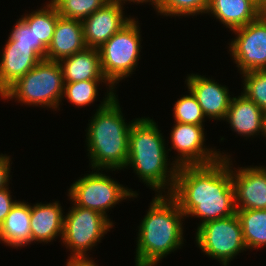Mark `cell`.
Listing matches in <instances>:
<instances>
[{"mask_svg": "<svg viewBox=\"0 0 266 266\" xmlns=\"http://www.w3.org/2000/svg\"><path fill=\"white\" fill-rule=\"evenodd\" d=\"M195 239L205 255L218 260L224 266L229 265L236 255L247 250L242 225L236 213L198 226Z\"/></svg>", "mask_w": 266, "mask_h": 266, "instance_id": "obj_9", "label": "cell"}, {"mask_svg": "<svg viewBox=\"0 0 266 266\" xmlns=\"http://www.w3.org/2000/svg\"><path fill=\"white\" fill-rule=\"evenodd\" d=\"M164 1L165 0H147V3L149 2L151 5H153V8L157 10L164 3Z\"/></svg>", "mask_w": 266, "mask_h": 266, "instance_id": "obj_33", "label": "cell"}, {"mask_svg": "<svg viewBox=\"0 0 266 266\" xmlns=\"http://www.w3.org/2000/svg\"><path fill=\"white\" fill-rule=\"evenodd\" d=\"M188 91L189 95H183L174 104V122L203 125L206 116L193 93Z\"/></svg>", "mask_w": 266, "mask_h": 266, "instance_id": "obj_27", "label": "cell"}, {"mask_svg": "<svg viewBox=\"0 0 266 266\" xmlns=\"http://www.w3.org/2000/svg\"><path fill=\"white\" fill-rule=\"evenodd\" d=\"M230 155L209 165L180 166L169 194L186 217H199L202 224L236 213Z\"/></svg>", "mask_w": 266, "mask_h": 266, "instance_id": "obj_1", "label": "cell"}, {"mask_svg": "<svg viewBox=\"0 0 266 266\" xmlns=\"http://www.w3.org/2000/svg\"><path fill=\"white\" fill-rule=\"evenodd\" d=\"M64 83H73L86 80H106L100 63L98 49L85 48L59 61Z\"/></svg>", "mask_w": 266, "mask_h": 266, "instance_id": "obj_20", "label": "cell"}, {"mask_svg": "<svg viewBox=\"0 0 266 266\" xmlns=\"http://www.w3.org/2000/svg\"><path fill=\"white\" fill-rule=\"evenodd\" d=\"M264 114L259 106L241 93L238 97H232L224 120L240 136L254 137L260 135L259 133L263 135Z\"/></svg>", "mask_w": 266, "mask_h": 266, "instance_id": "obj_19", "label": "cell"}, {"mask_svg": "<svg viewBox=\"0 0 266 266\" xmlns=\"http://www.w3.org/2000/svg\"><path fill=\"white\" fill-rule=\"evenodd\" d=\"M10 156L0 154V190L8 187L10 174Z\"/></svg>", "mask_w": 266, "mask_h": 266, "instance_id": "obj_31", "label": "cell"}, {"mask_svg": "<svg viewBox=\"0 0 266 266\" xmlns=\"http://www.w3.org/2000/svg\"><path fill=\"white\" fill-rule=\"evenodd\" d=\"M209 0H165L156 10L164 16H194L207 12Z\"/></svg>", "mask_w": 266, "mask_h": 266, "instance_id": "obj_28", "label": "cell"}, {"mask_svg": "<svg viewBox=\"0 0 266 266\" xmlns=\"http://www.w3.org/2000/svg\"><path fill=\"white\" fill-rule=\"evenodd\" d=\"M66 263V266H97L89 256L87 258H69Z\"/></svg>", "mask_w": 266, "mask_h": 266, "instance_id": "obj_32", "label": "cell"}, {"mask_svg": "<svg viewBox=\"0 0 266 266\" xmlns=\"http://www.w3.org/2000/svg\"><path fill=\"white\" fill-rule=\"evenodd\" d=\"M64 216L62 242L71 250L69 258H87V251L100 242L114 225L109 218L89 208L73 203Z\"/></svg>", "mask_w": 266, "mask_h": 266, "instance_id": "obj_7", "label": "cell"}, {"mask_svg": "<svg viewBox=\"0 0 266 266\" xmlns=\"http://www.w3.org/2000/svg\"><path fill=\"white\" fill-rule=\"evenodd\" d=\"M85 48L81 21L59 16L45 59L59 62Z\"/></svg>", "mask_w": 266, "mask_h": 266, "instance_id": "obj_17", "label": "cell"}, {"mask_svg": "<svg viewBox=\"0 0 266 266\" xmlns=\"http://www.w3.org/2000/svg\"><path fill=\"white\" fill-rule=\"evenodd\" d=\"M114 89L106 92L89 122L86 142L92 169L118 170L126 167L131 123L125 122ZM91 159V160H90Z\"/></svg>", "mask_w": 266, "mask_h": 266, "instance_id": "obj_2", "label": "cell"}, {"mask_svg": "<svg viewBox=\"0 0 266 266\" xmlns=\"http://www.w3.org/2000/svg\"><path fill=\"white\" fill-rule=\"evenodd\" d=\"M243 92L260 109L266 112V70H254L243 73Z\"/></svg>", "mask_w": 266, "mask_h": 266, "instance_id": "obj_26", "label": "cell"}, {"mask_svg": "<svg viewBox=\"0 0 266 266\" xmlns=\"http://www.w3.org/2000/svg\"><path fill=\"white\" fill-rule=\"evenodd\" d=\"M156 124L149 117L132 120L125 168L131 166L144 184L155 193L162 194L164 191V194H170L174 188L178 167L173 162L172 166L170 165L165 139ZM165 189H168V192H165Z\"/></svg>", "mask_w": 266, "mask_h": 266, "instance_id": "obj_4", "label": "cell"}, {"mask_svg": "<svg viewBox=\"0 0 266 266\" xmlns=\"http://www.w3.org/2000/svg\"><path fill=\"white\" fill-rule=\"evenodd\" d=\"M64 79L59 62L43 59L1 95L28 106L59 108L63 98Z\"/></svg>", "mask_w": 266, "mask_h": 266, "instance_id": "obj_5", "label": "cell"}, {"mask_svg": "<svg viewBox=\"0 0 266 266\" xmlns=\"http://www.w3.org/2000/svg\"><path fill=\"white\" fill-rule=\"evenodd\" d=\"M6 187L0 190V224L4 221L6 216L10 213L11 208L15 205L17 200H13L11 192Z\"/></svg>", "mask_w": 266, "mask_h": 266, "instance_id": "obj_30", "label": "cell"}, {"mask_svg": "<svg viewBox=\"0 0 266 266\" xmlns=\"http://www.w3.org/2000/svg\"><path fill=\"white\" fill-rule=\"evenodd\" d=\"M174 123L170 133L172 146L167 151L174 149L178 152V158L173 161L177 167L209 165L227 156L215 148H206L203 125Z\"/></svg>", "mask_w": 266, "mask_h": 266, "instance_id": "obj_11", "label": "cell"}, {"mask_svg": "<svg viewBox=\"0 0 266 266\" xmlns=\"http://www.w3.org/2000/svg\"><path fill=\"white\" fill-rule=\"evenodd\" d=\"M163 195H155L138 226L136 266H155L184 244L185 215L169 194Z\"/></svg>", "mask_w": 266, "mask_h": 266, "instance_id": "obj_3", "label": "cell"}, {"mask_svg": "<svg viewBox=\"0 0 266 266\" xmlns=\"http://www.w3.org/2000/svg\"><path fill=\"white\" fill-rule=\"evenodd\" d=\"M236 38L229 44V52L241 74L266 70V13L234 30Z\"/></svg>", "mask_w": 266, "mask_h": 266, "instance_id": "obj_10", "label": "cell"}, {"mask_svg": "<svg viewBox=\"0 0 266 266\" xmlns=\"http://www.w3.org/2000/svg\"><path fill=\"white\" fill-rule=\"evenodd\" d=\"M236 210L266 209V167L231 166ZM232 168V169H231Z\"/></svg>", "mask_w": 266, "mask_h": 266, "instance_id": "obj_12", "label": "cell"}, {"mask_svg": "<svg viewBox=\"0 0 266 266\" xmlns=\"http://www.w3.org/2000/svg\"><path fill=\"white\" fill-rule=\"evenodd\" d=\"M100 82L109 86L108 89H114L107 80H86L73 83H65L63 90V98H67L71 104L78 107L89 106L97 99L98 86Z\"/></svg>", "mask_w": 266, "mask_h": 266, "instance_id": "obj_24", "label": "cell"}, {"mask_svg": "<svg viewBox=\"0 0 266 266\" xmlns=\"http://www.w3.org/2000/svg\"><path fill=\"white\" fill-rule=\"evenodd\" d=\"M123 10V6L110 0L81 21L84 42L87 48L99 49L132 19L125 17Z\"/></svg>", "mask_w": 266, "mask_h": 266, "instance_id": "obj_13", "label": "cell"}, {"mask_svg": "<svg viewBox=\"0 0 266 266\" xmlns=\"http://www.w3.org/2000/svg\"><path fill=\"white\" fill-rule=\"evenodd\" d=\"M9 37L16 44L33 45V51L42 60L45 59L47 47L42 43V41L36 39L33 29L30 28L22 18L16 21Z\"/></svg>", "mask_w": 266, "mask_h": 266, "instance_id": "obj_29", "label": "cell"}, {"mask_svg": "<svg viewBox=\"0 0 266 266\" xmlns=\"http://www.w3.org/2000/svg\"><path fill=\"white\" fill-rule=\"evenodd\" d=\"M5 44L0 58V95L42 60L33 45L16 44L10 37Z\"/></svg>", "mask_w": 266, "mask_h": 266, "instance_id": "obj_15", "label": "cell"}, {"mask_svg": "<svg viewBox=\"0 0 266 266\" xmlns=\"http://www.w3.org/2000/svg\"><path fill=\"white\" fill-rule=\"evenodd\" d=\"M110 0H50L57 13L66 18L83 21Z\"/></svg>", "mask_w": 266, "mask_h": 266, "instance_id": "obj_25", "label": "cell"}, {"mask_svg": "<svg viewBox=\"0 0 266 266\" xmlns=\"http://www.w3.org/2000/svg\"><path fill=\"white\" fill-rule=\"evenodd\" d=\"M264 12L262 0H209L207 14H213L230 31L256 20Z\"/></svg>", "mask_w": 266, "mask_h": 266, "instance_id": "obj_16", "label": "cell"}, {"mask_svg": "<svg viewBox=\"0 0 266 266\" xmlns=\"http://www.w3.org/2000/svg\"><path fill=\"white\" fill-rule=\"evenodd\" d=\"M263 136L266 137V112L264 114V132H263Z\"/></svg>", "mask_w": 266, "mask_h": 266, "instance_id": "obj_35", "label": "cell"}, {"mask_svg": "<svg viewBox=\"0 0 266 266\" xmlns=\"http://www.w3.org/2000/svg\"><path fill=\"white\" fill-rule=\"evenodd\" d=\"M111 1H113V2H116V3H119L121 6H123V4H125V2H127V1H131V2H136V3H138V4H140V3H147V0H111Z\"/></svg>", "mask_w": 266, "mask_h": 266, "instance_id": "obj_34", "label": "cell"}, {"mask_svg": "<svg viewBox=\"0 0 266 266\" xmlns=\"http://www.w3.org/2000/svg\"><path fill=\"white\" fill-rule=\"evenodd\" d=\"M44 7L25 16L22 15L21 17L33 29L36 39L42 41L48 48L53 38L57 19L60 15L50 2Z\"/></svg>", "mask_w": 266, "mask_h": 266, "instance_id": "obj_23", "label": "cell"}, {"mask_svg": "<svg viewBox=\"0 0 266 266\" xmlns=\"http://www.w3.org/2000/svg\"><path fill=\"white\" fill-rule=\"evenodd\" d=\"M139 28L138 21L132 17L98 49L102 73L114 89L120 80L136 70L141 51Z\"/></svg>", "mask_w": 266, "mask_h": 266, "instance_id": "obj_6", "label": "cell"}, {"mask_svg": "<svg viewBox=\"0 0 266 266\" xmlns=\"http://www.w3.org/2000/svg\"><path fill=\"white\" fill-rule=\"evenodd\" d=\"M59 201L30 205L31 243H48L63 237L64 216Z\"/></svg>", "mask_w": 266, "mask_h": 266, "instance_id": "obj_18", "label": "cell"}, {"mask_svg": "<svg viewBox=\"0 0 266 266\" xmlns=\"http://www.w3.org/2000/svg\"><path fill=\"white\" fill-rule=\"evenodd\" d=\"M84 175L68 189L72 202L84 208L97 211L107 216V211L126 198H137L136 191L119 184L114 179L99 172Z\"/></svg>", "mask_w": 266, "mask_h": 266, "instance_id": "obj_8", "label": "cell"}, {"mask_svg": "<svg viewBox=\"0 0 266 266\" xmlns=\"http://www.w3.org/2000/svg\"><path fill=\"white\" fill-rule=\"evenodd\" d=\"M264 12L266 13V2L264 3Z\"/></svg>", "mask_w": 266, "mask_h": 266, "instance_id": "obj_36", "label": "cell"}, {"mask_svg": "<svg viewBox=\"0 0 266 266\" xmlns=\"http://www.w3.org/2000/svg\"><path fill=\"white\" fill-rule=\"evenodd\" d=\"M203 113L209 119L224 120L230 106L229 89L205 76L191 74L185 80Z\"/></svg>", "mask_w": 266, "mask_h": 266, "instance_id": "obj_14", "label": "cell"}, {"mask_svg": "<svg viewBox=\"0 0 266 266\" xmlns=\"http://www.w3.org/2000/svg\"><path fill=\"white\" fill-rule=\"evenodd\" d=\"M2 243L12 248L31 244L30 204L17 201L0 224Z\"/></svg>", "mask_w": 266, "mask_h": 266, "instance_id": "obj_21", "label": "cell"}, {"mask_svg": "<svg viewBox=\"0 0 266 266\" xmlns=\"http://www.w3.org/2000/svg\"><path fill=\"white\" fill-rule=\"evenodd\" d=\"M246 249L266 247V209L236 210Z\"/></svg>", "mask_w": 266, "mask_h": 266, "instance_id": "obj_22", "label": "cell"}]
</instances>
